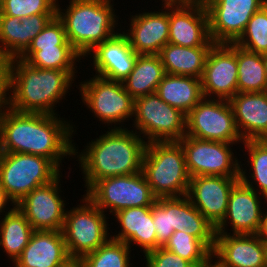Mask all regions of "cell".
Here are the masks:
<instances>
[{
    "mask_svg": "<svg viewBox=\"0 0 267 267\" xmlns=\"http://www.w3.org/2000/svg\"><path fill=\"white\" fill-rule=\"evenodd\" d=\"M167 3V2H171V0H162V3Z\"/></svg>",
    "mask_w": 267,
    "mask_h": 267,
    "instance_id": "816d5d0a",
    "label": "cell"
},
{
    "mask_svg": "<svg viewBox=\"0 0 267 267\" xmlns=\"http://www.w3.org/2000/svg\"><path fill=\"white\" fill-rule=\"evenodd\" d=\"M56 14H34L26 17L28 47L31 41L47 26Z\"/></svg>",
    "mask_w": 267,
    "mask_h": 267,
    "instance_id": "60d3db41",
    "label": "cell"
},
{
    "mask_svg": "<svg viewBox=\"0 0 267 267\" xmlns=\"http://www.w3.org/2000/svg\"><path fill=\"white\" fill-rule=\"evenodd\" d=\"M163 247L195 267L207 264L212 258V251L201 240L184 231H175Z\"/></svg>",
    "mask_w": 267,
    "mask_h": 267,
    "instance_id": "e575fe53",
    "label": "cell"
},
{
    "mask_svg": "<svg viewBox=\"0 0 267 267\" xmlns=\"http://www.w3.org/2000/svg\"><path fill=\"white\" fill-rule=\"evenodd\" d=\"M57 116L18 112L4 105L0 108V152L43 156L59 168L62 158L78 152L71 140L73 126Z\"/></svg>",
    "mask_w": 267,
    "mask_h": 267,
    "instance_id": "6da1fadb",
    "label": "cell"
},
{
    "mask_svg": "<svg viewBox=\"0 0 267 267\" xmlns=\"http://www.w3.org/2000/svg\"><path fill=\"white\" fill-rule=\"evenodd\" d=\"M215 267H224V266L219 265V264L215 261Z\"/></svg>",
    "mask_w": 267,
    "mask_h": 267,
    "instance_id": "f907efd6",
    "label": "cell"
},
{
    "mask_svg": "<svg viewBox=\"0 0 267 267\" xmlns=\"http://www.w3.org/2000/svg\"><path fill=\"white\" fill-rule=\"evenodd\" d=\"M165 11L132 15L127 36L130 46L138 55H158L169 40V2ZM167 10V11H166Z\"/></svg>",
    "mask_w": 267,
    "mask_h": 267,
    "instance_id": "44dd1931",
    "label": "cell"
},
{
    "mask_svg": "<svg viewBox=\"0 0 267 267\" xmlns=\"http://www.w3.org/2000/svg\"><path fill=\"white\" fill-rule=\"evenodd\" d=\"M69 4L64 13L57 3L56 15L64 24L67 40L82 58L117 33L111 0H70Z\"/></svg>",
    "mask_w": 267,
    "mask_h": 267,
    "instance_id": "277c9868",
    "label": "cell"
},
{
    "mask_svg": "<svg viewBox=\"0 0 267 267\" xmlns=\"http://www.w3.org/2000/svg\"><path fill=\"white\" fill-rule=\"evenodd\" d=\"M92 78L79 84L83 103L99 121L108 125L113 123L114 128H122L116 124L134 117V99L125 90L122 82L108 80L96 74Z\"/></svg>",
    "mask_w": 267,
    "mask_h": 267,
    "instance_id": "8fae6325",
    "label": "cell"
},
{
    "mask_svg": "<svg viewBox=\"0 0 267 267\" xmlns=\"http://www.w3.org/2000/svg\"><path fill=\"white\" fill-rule=\"evenodd\" d=\"M147 142L137 132L127 128H111L91 141L78 156L85 181L86 192L107 177L137 174ZM86 179V180H85Z\"/></svg>",
    "mask_w": 267,
    "mask_h": 267,
    "instance_id": "3957f363",
    "label": "cell"
},
{
    "mask_svg": "<svg viewBox=\"0 0 267 267\" xmlns=\"http://www.w3.org/2000/svg\"><path fill=\"white\" fill-rule=\"evenodd\" d=\"M59 267H83V265L80 259L71 258L69 261Z\"/></svg>",
    "mask_w": 267,
    "mask_h": 267,
    "instance_id": "f6af8a7d",
    "label": "cell"
},
{
    "mask_svg": "<svg viewBox=\"0 0 267 267\" xmlns=\"http://www.w3.org/2000/svg\"><path fill=\"white\" fill-rule=\"evenodd\" d=\"M28 48L26 17L0 16V56L19 58Z\"/></svg>",
    "mask_w": 267,
    "mask_h": 267,
    "instance_id": "1f68e13d",
    "label": "cell"
},
{
    "mask_svg": "<svg viewBox=\"0 0 267 267\" xmlns=\"http://www.w3.org/2000/svg\"><path fill=\"white\" fill-rule=\"evenodd\" d=\"M130 249L126 243L110 238L80 260L83 267H130Z\"/></svg>",
    "mask_w": 267,
    "mask_h": 267,
    "instance_id": "836d02e7",
    "label": "cell"
},
{
    "mask_svg": "<svg viewBox=\"0 0 267 267\" xmlns=\"http://www.w3.org/2000/svg\"><path fill=\"white\" fill-rule=\"evenodd\" d=\"M60 174L50 159L33 154L0 152V187L16 205L33 189Z\"/></svg>",
    "mask_w": 267,
    "mask_h": 267,
    "instance_id": "8992f818",
    "label": "cell"
},
{
    "mask_svg": "<svg viewBox=\"0 0 267 267\" xmlns=\"http://www.w3.org/2000/svg\"><path fill=\"white\" fill-rule=\"evenodd\" d=\"M134 116L135 131L143 134L147 143L179 141L186 135V115L156 93L134 100Z\"/></svg>",
    "mask_w": 267,
    "mask_h": 267,
    "instance_id": "ba28073f",
    "label": "cell"
},
{
    "mask_svg": "<svg viewBox=\"0 0 267 267\" xmlns=\"http://www.w3.org/2000/svg\"><path fill=\"white\" fill-rule=\"evenodd\" d=\"M214 259H210V261L207 263V264H205V265H203V266H200V267H215V261H213ZM214 264H213V263Z\"/></svg>",
    "mask_w": 267,
    "mask_h": 267,
    "instance_id": "bcb514c9",
    "label": "cell"
},
{
    "mask_svg": "<svg viewBox=\"0 0 267 267\" xmlns=\"http://www.w3.org/2000/svg\"><path fill=\"white\" fill-rule=\"evenodd\" d=\"M146 267H195L163 246L145 253Z\"/></svg>",
    "mask_w": 267,
    "mask_h": 267,
    "instance_id": "ab89813d",
    "label": "cell"
},
{
    "mask_svg": "<svg viewBox=\"0 0 267 267\" xmlns=\"http://www.w3.org/2000/svg\"><path fill=\"white\" fill-rule=\"evenodd\" d=\"M203 98L186 115V135L201 140L238 143L241 138L228 100Z\"/></svg>",
    "mask_w": 267,
    "mask_h": 267,
    "instance_id": "30bf717a",
    "label": "cell"
},
{
    "mask_svg": "<svg viewBox=\"0 0 267 267\" xmlns=\"http://www.w3.org/2000/svg\"><path fill=\"white\" fill-rule=\"evenodd\" d=\"M165 74L164 66L158 55H138L133 70L122 83L125 90L135 100L155 93Z\"/></svg>",
    "mask_w": 267,
    "mask_h": 267,
    "instance_id": "83f0119b",
    "label": "cell"
},
{
    "mask_svg": "<svg viewBox=\"0 0 267 267\" xmlns=\"http://www.w3.org/2000/svg\"><path fill=\"white\" fill-rule=\"evenodd\" d=\"M178 142L184 151L190 177H240L241 162L234 158L230 148L235 143L201 140L191 136H184Z\"/></svg>",
    "mask_w": 267,
    "mask_h": 267,
    "instance_id": "7c38bea8",
    "label": "cell"
},
{
    "mask_svg": "<svg viewBox=\"0 0 267 267\" xmlns=\"http://www.w3.org/2000/svg\"><path fill=\"white\" fill-rule=\"evenodd\" d=\"M264 58V63H265V73H266V78H267V54L263 55Z\"/></svg>",
    "mask_w": 267,
    "mask_h": 267,
    "instance_id": "7dc6e473",
    "label": "cell"
},
{
    "mask_svg": "<svg viewBox=\"0 0 267 267\" xmlns=\"http://www.w3.org/2000/svg\"><path fill=\"white\" fill-rule=\"evenodd\" d=\"M170 220L174 232L184 231L201 240L213 251L216 237L215 226L200 213L187 195L170 197Z\"/></svg>",
    "mask_w": 267,
    "mask_h": 267,
    "instance_id": "d4e9b609",
    "label": "cell"
},
{
    "mask_svg": "<svg viewBox=\"0 0 267 267\" xmlns=\"http://www.w3.org/2000/svg\"><path fill=\"white\" fill-rule=\"evenodd\" d=\"M211 47H184L167 43L158 53L166 74L201 79Z\"/></svg>",
    "mask_w": 267,
    "mask_h": 267,
    "instance_id": "4316f807",
    "label": "cell"
},
{
    "mask_svg": "<svg viewBox=\"0 0 267 267\" xmlns=\"http://www.w3.org/2000/svg\"><path fill=\"white\" fill-rule=\"evenodd\" d=\"M55 45H71L67 40L64 24L57 15L31 41L27 50H41Z\"/></svg>",
    "mask_w": 267,
    "mask_h": 267,
    "instance_id": "74e56055",
    "label": "cell"
},
{
    "mask_svg": "<svg viewBox=\"0 0 267 267\" xmlns=\"http://www.w3.org/2000/svg\"><path fill=\"white\" fill-rule=\"evenodd\" d=\"M237 77V45L214 44L208 52L201 77L203 97L211 99L216 95V99L229 101L237 93Z\"/></svg>",
    "mask_w": 267,
    "mask_h": 267,
    "instance_id": "9a60e30c",
    "label": "cell"
},
{
    "mask_svg": "<svg viewBox=\"0 0 267 267\" xmlns=\"http://www.w3.org/2000/svg\"><path fill=\"white\" fill-rule=\"evenodd\" d=\"M209 34L215 44L235 43L250 18L267 0H204Z\"/></svg>",
    "mask_w": 267,
    "mask_h": 267,
    "instance_id": "4fadbf2b",
    "label": "cell"
},
{
    "mask_svg": "<svg viewBox=\"0 0 267 267\" xmlns=\"http://www.w3.org/2000/svg\"><path fill=\"white\" fill-rule=\"evenodd\" d=\"M9 202H11L10 204L13 206H16L13 201L8 197V195L5 193V191L0 187V215L1 213H3V211L5 212V214H7L8 212L5 211L6 209V204L8 203L9 206Z\"/></svg>",
    "mask_w": 267,
    "mask_h": 267,
    "instance_id": "ee69618b",
    "label": "cell"
},
{
    "mask_svg": "<svg viewBox=\"0 0 267 267\" xmlns=\"http://www.w3.org/2000/svg\"><path fill=\"white\" fill-rule=\"evenodd\" d=\"M257 194L254 189L239 181L230 192L227 212L215 227L216 234H225L228 220L233 234H257L263 213Z\"/></svg>",
    "mask_w": 267,
    "mask_h": 267,
    "instance_id": "d6986e66",
    "label": "cell"
},
{
    "mask_svg": "<svg viewBox=\"0 0 267 267\" xmlns=\"http://www.w3.org/2000/svg\"><path fill=\"white\" fill-rule=\"evenodd\" d=\"M212 256L224 267H267L264 244L257 234H216Z\"/></svg>",
    "mask_w": 267,
    "mask_h": 267,
    "instance_id": "ac0fdd59",
    "label": "cell"
},
{
    "mask_svg": "<svg viewBox=\"0 0 267 267\" xmlns=\"http://www.w3.org/2000/svg\"><path fill=\"white\" fill-rule=\"evenodd\" d=\"M239 178L214 175L191 177L187 196L216 227L226 215L230 192Z\"/></svg>",
    "mask_w": 267,
    "mask_h": 267,
    "instance_id": "e0dca14e",
    "label": "cell"
},
{
    "mask_svg": "<svg viewBox=\"0 0 267 267\" xmlns=\"http://www.w3.org/2000/svg\"><path fill=\"white\" fill-rule=\"evenodd\" d=\"M85 195L111 215L125 208L152 206L157 200L142 171L98 180Z\"/></svg>",
    "mask_w": 267,
    "mask_h": 267,
    "instance_id": "9c48e42d",
    "label": "cell"
},
{
    "mask_svg": "<svg viewBox=\"0 0 267 267\" xmlns=\"http://www.w3.org/2000/svg\"><path fill=\"white\" fill-rule=\"evenodd\" d=\"M155 93L185 115L204 98L201 79L192 76L165 74Z\"/></svg>",
    "mask_w": 267,
    "mask_h": 267,
    "instance_id": "484cf974",
    "label": "cell"
},
{
    "mask_svg": "<svg viewBox=\"0 0 267 267\" xmlns=\"http://www.w3.org/2000/svg\"><path fill=\"white\" fill-rule=\"evenodd\" d=\"M237 93L267 91L265 63L262 54L237 46Z\"/></svg>",
    "mask_w": 267,
    "mask_h": 267,
    "instance_id": "f546056e",
    "label": "cell"
},
{
    "mask_svg": "<svg viewBox=\"0 0 267 267\" xmlns=\"http://www.w3.org/2000/svg\"><path fill=\"white\" fill-rule=\"evenodd\" d=\"M142 172L157 197H180L188 193L190 175L178 141L147 143Z\"/></svg>",
    "mask_w": 267,
    "mask_h": 267,
    "instance_id": "5b68a950",
    "label": "cell"
},
{
    "mask_svg": "<svg viewBox=\"0 0 267 267\" xmlns=\"http://www.w3.org/2000/svg\"><path fill=\"white\" fill-rule=\"evenodd\" d=\"M229 103L243 141L267 139V91L236 93Z\"/></svg>",
    "mask_w": 267,
    "mask_h": 267,
    "instance_id": "7402d4cb",
    "label": "cell"
},
{
    "mask_svg": "<svg viewBox=\"0 0 267 267\" xmlns=\"http://www.w3.org/2000/svg\"><path fill=\"white\" fill-rule=\"evenodd\" d=\"M89 54H93L96 76L119 82H122L133 70L138 56L130 46L125 30L97 44L87 53Z\"/></svg>",
    "mask_w": 267,
    "mask_h": 267,
    "instance_id": "ffe728a7",
    "label": "cell"
},
{
    "mask_svg": "<svg viewBox=\"0 0 267 267\" xmlns=\"http://www.w3.org/2000/svg\"><path fill=\"white\" fill-rule=\"evenodd\" d=\"M115 217L121 231L116 236L110 235L111 239L124 242L129 247L132 244L142 247L144 254L161 246L157 242L151 206L125 208L115 213Z\"/></svg>",
    "mask_w": 267,
    "mask_h": 267,
    "instance_id": "cb8c5ba5",
    "label": "cell"
},
{
    "mask_svg": "<svg viewBox=\"0 0 267 267\" xmlns=\"http://www.w3.org/2000/svg\"><path fill=\"white\" fill-rule=\"evenodd\" d=\"M245 145L247 152H249V159L248 163L250 162V170L253 173L250 174L252 177H248L245 174L247 172L243 169H240V181L245 184L246 186L254 189L256 192H259L258 195H263L267 202V139L263 140H245L243 142ZM251 178L253 182H250ZM256 182V183H255ZM259 186L257 188L254 185ZM259 189V190H258ZM258 190V191H257ZM261 192V194H260Z\"/></svg>",
    "mask_w": 267,
    "mask_h": 267,
    "instance_id": "d6a6232c",
    "label": "cell"
},
{
    "mask_svg": "<svg viewBox=\"0 0 267 267\" xmlns=\"http://www.w3.org/2000/svg\"><path fill=\"white\" fill-rule=\"evenodd\" d=\"M264 248H265V255H266V261H267V242H263Z\"/></svg>",
    "mask_w": 267,
    "mask_h": 267,
    "instance_id": "c3c4849f",
    "label": "cell"
},
{
    "mask_svg": "<svg viewBox=\"0 0 267 267\" xmlns=\"http://www.w3.org/2000/svg\"><path fill=\"white\" fill-rule=\"evenodd\" d=\"M83 197L84 205L66 211L62 228L69 256L78 259L95 251L111 238L105 213L86 195Z\"/></svg>",
    "mask_w": 267,
    "mask_h": 267,
    "instance_id": "52a82bcc",
    "label": "cell"
},
{
    "mask_svg": "<svg viewBox=\"0 0 267 267\" xmlns=\"http://www.w3.org/2000/svg\"><path fill=\"white\" fill-rule=\"evenodd\" d=\"M62 231L34 230L14 267H59L69 261Z\"/></svg>",
    "mask_w": 267,
    "mask_h": 267,
    "instance_id": "603a6c76",
    "label": "cell"
},
{
    "mask_svg": "<svg viewBox=\"0 0 267 267\" xmlns=\"http://www.w3.org/2000/svg\"><path fill=\"white\" fill-rule=\"evenodd\" d=\"M266 213L264 214V211L262 213L260 228L257 232V235L263 242H267V210H265Z\"/></svg>",
    "mask_w": 267,
    "mask_h": 267,
    "instance_id": "7bdbcfd3",
    "label": "cell"
},
{
    "mask_svg": "<svg viewBox=\"0 0 267 267\" xmlns=\"http://www.w3.org/2000/svg\"><path fill=\"white\" fill-rule=\"evenodd\" d=\"M33 232L34 229L17 206L10 208L0 221V246L13 263L21 256Z\"/></svg>",
    "mask_w": 267,
    "mask_h": 267,
    "instance_id": "f1b7e54d",
    "label": "cell"
},
{
    "mask_svg": "<svg viewBox=\"0 0 267 267\" xmlns=\"http://www.w3.org/2000/svg\"><path fill=\"white\" fill-rule=\"evenodd\" d=\"M75 73L36 68L20 58L8 60L5 105L18 112L56 115L54 106L65 98Z\"/></svg>",
    "mask_w": 267,
    "mask_h": 267,
    "instance_id": "7a4b0ae2",
    "label": "cell"
},
{
    "mask_svg": "<svg viewBox=\"0 0 267 267\" xmlns=\"http://www.w3.org/2000/svg\"><path fill=\"white\" fill-rule=\"evenodd\" d=\"M168 43L184 47H212L215 44L209 34V19L204 2H169Z\"/></svg>",
    "mask_w": 267,
    "mask_h": 267,
    "instance_id": "5bb4252c",
    "label": "cell"
},
{
    "mask_svg": "<svg viewBox=\"0 0 267 267\" xmlns=\"http://www.w3.org/2000/svg\"><path fill=\"white\" fill-rule=\"evenodd\" d=\"M153 214L154 227L156 228L157 242L164 246L174 233L170 220V197L157 198L156 202L151 206Z\"/></svg>",
    "mask_w": 267,
    "mask_h": 267,
    "instance_id": "f35d334b",
    "label": "cell"
},
{
    "mask_svg": "<svg viewBox=\"0 0 267 267\" xmlns=\"http://www.w3.org/2000/svg\"><path fill=\"white\" fill-rule=\"evenodd\" d=\"M234 44L253 53L267 54V3L254 13Z\"/></svg>",
    "mask_w": 267,
    "mask_h": 267,
    "instance_id": "d590c367",
    "label": "cell"
},
{
    "mask_svg": "<svg viewBox=\"0 0 267 267\" xmlns=\"http://www.w3.org/2000/svg\"><path fill=\"white\" fill-rule=\"evenodd\" d=\"M81 57L72 45H55L41 50H26L19 58L36 68L75 72L74 66Z\"/></svg>",
    "mask_w": 267,
    "mask_h": 267,
    "instance_id": "4dcf8cb0",
    "label": "cell"
},
{
    "mask_svg": "<svg viewBox=\"0 0 267 267\" xmlns=\"http://www.w3.org/2000/svg\"><path fill=\"white\" fill-rule=\"evenodd\" d=\"M173 1H201V2H203L204 0H171V2H173Z\"/></svg>",
    "mask_w": 267,
    "mask_h": 267,
    "instance_id": "681fc988",
    "label": "cell"
},
{
    "mask_svg": "<svg viewBox=\"0 0 267 267\" xmlns=\"http://www.w3.org/2000/svg\"><path fill=\"white\" fill-rule=\"evenodd\" d=\"M6 60L0 56V108L5 105Z\"/></svg>",
    "mask_w": 267,
    "mask_h": 267,
    "instance_id": "b9f144b4",
    "label": "cell"
},
{
    "mask_svg": "<svg viewBox=\"0 0 267 267\" xmlns=\"http://www.w3.org/2000/svg\"><path fill=\"white\" fill-rule=\"evenodd\" d=\"M58 0H0V16L30 17L56 14Z\"/></svg>",
    "mask_w": 267,
    "mask_h": 267,
    "instance_id": "8d00e7d4",
    "label": "cell"
},
{
    "mask_svg": "<svg viewBox=\"0 0 267 267\" xmlns=\"http://www.w3.org/2000/svg\"><path fill=\"white\" fill-rule=\"evenodd\" d=\"M60 176L33 189L16 204L34 230L62 231L66 204L59 195Z\"/></svg>",
    "mask_w": 267,
    "mask_h": 267,
    "instance_id": "2e32d148",
    "label": "cell"
}]
</instances>
